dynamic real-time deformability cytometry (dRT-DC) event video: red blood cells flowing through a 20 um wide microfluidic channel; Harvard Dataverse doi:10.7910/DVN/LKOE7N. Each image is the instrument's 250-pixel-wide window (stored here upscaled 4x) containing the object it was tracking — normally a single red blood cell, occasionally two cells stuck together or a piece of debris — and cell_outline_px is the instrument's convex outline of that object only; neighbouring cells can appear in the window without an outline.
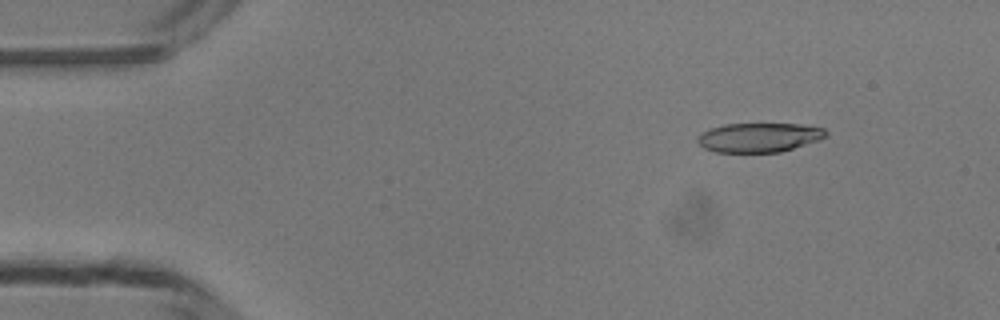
{"species": "common noctule bat (a hibernating species)", "species_latin": "Nyctalus noctula", "temperature_condition": "room temperature", "stored_images_in_passage": 49, "camera_frame_rate_fps": 3000, "um_per_image_px": 0.085, "animal": {"sex": "male", "body_mass_g": 13.3}, "frame": {"image": 1, "passage_image": 6, "time_ms": 1.667, "image_size_px": [1000, 320], "cell_outline_px": [[828, 136], [820, 140], [780, 152], [716, 152], [704, 148], [696, 140], [708, 128], [724, 124], [800, 124], [824, 128], [828, 132]], "centroid_in_image_um": [64.56, 11.68], "position_along_channel_um": 20.4, "area_um2": 21.91}}
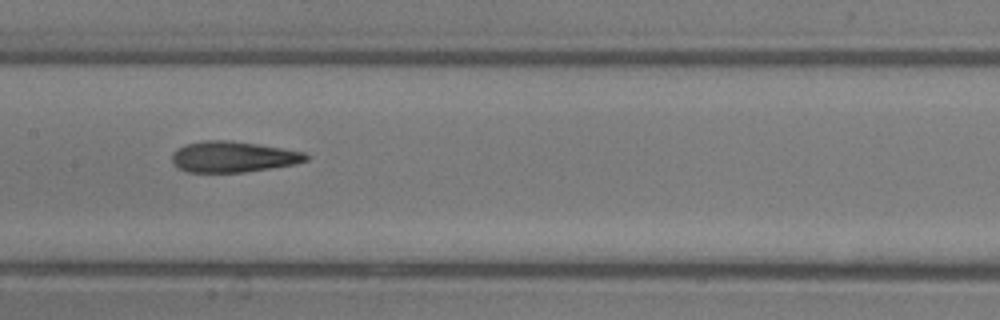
{"frame": {"image": 2, "passage_image": 24, "time_ms": 7.667, "image_size_px": [1000, 320], "cell_outline_px": [[308, 160], [292, 164], [244, 172], [188, 172], [172, 164], [172, 152], [176, 148], [184, 144], [204, 140], [232, 140], [260, 144], [304, 152], [308, 156]], "centroid_in_image_um": [19.75, 13.31], "position_along_channel_um": 187.6, "area_um2": 24.16}}
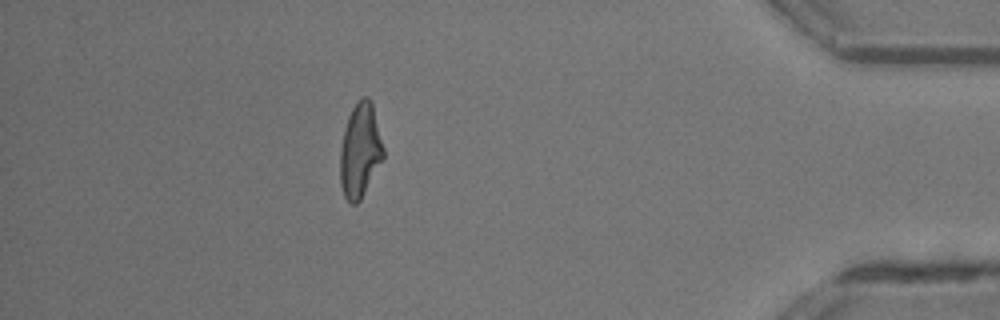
{"frame": {"image": 3, "passage_image": 43, "time_ms": 14.0, "image_size_px": [1000, 320], "cell_outline_px": [[384, 156], [360, 200], [356, 204], [352, 204], [344, 196], [340, 184], [340, 148], [344, 128], [348, 116], [352, 108], [364, 96], [368, 96], [372, 100], [384, 148]], "centroid_in_image_um": [30.6, 12.77], "position_along_channel_um": 404.6, "area_um2": 23.7}, "authors_computed_cell_mechanics": {"area_um2": 23.8714, "velocity_mm_per_s": 4.2184, "shape_relaxation_time_tau1_ms": 6.6641, "shape_relaxation_time_tau2_ms": 3.1138, "deformation_change_tau1": 0.2345, "deformation_change_tau2": 0.1396}}